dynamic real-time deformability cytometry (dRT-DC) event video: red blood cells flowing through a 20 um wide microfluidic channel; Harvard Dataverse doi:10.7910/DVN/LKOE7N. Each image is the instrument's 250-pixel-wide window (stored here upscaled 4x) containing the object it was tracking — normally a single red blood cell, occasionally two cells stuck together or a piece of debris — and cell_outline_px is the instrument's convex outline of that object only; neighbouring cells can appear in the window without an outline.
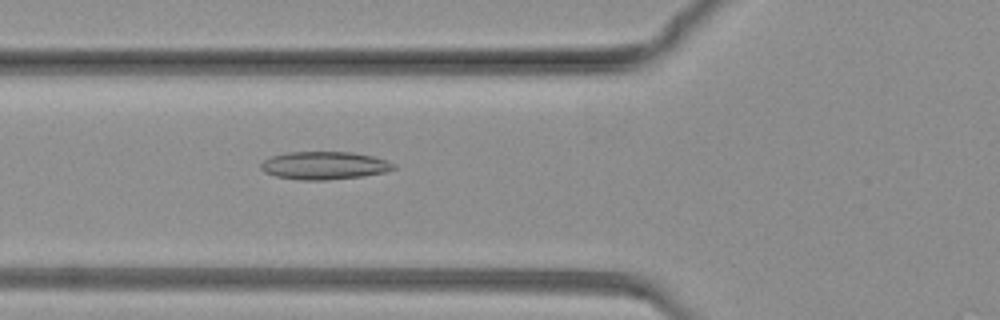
{"species": "common noctule bat (a hibernating species)", "species_latin": "Nyctalus noctula", "temperature_condition": "warm", "stored_images_in_passage": 72, "camera_frame_rate_fps": 3000, "um_per_image_px": 0.085, "animal": {"sex": "female", "body_mass_g": 19.3, "forearm_length_mm": 54.1}, "frame": {"image": 1, "passage_image": 21, "time_ms": 6.667, "image_size_px": [1000, 320], "cell_outline_px": [[396, 168], [384, 172], [364, 176], [324, 180], [296, 180], [276, 176], [264, 172], [260, 168], [260, 164], [264, 160], [272, 156], [288, 152], [352, 152], [372, 156], [396, 164]], "centroid_in_image_um": [27.55, 14.07], "position_along_channel_um": 98.3, "area_um2": 21.56}}
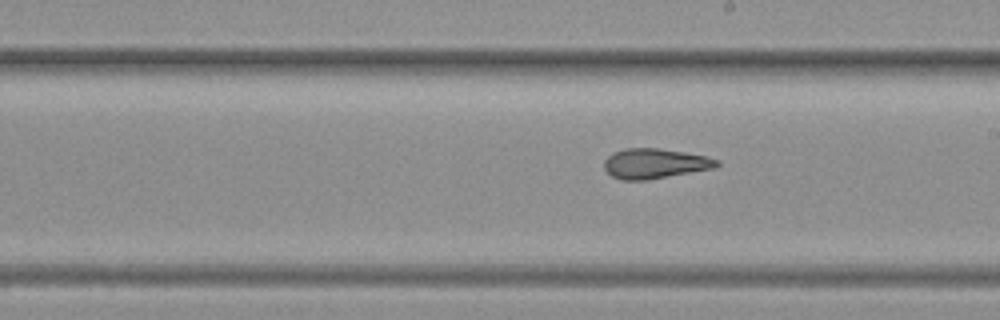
{"frame": {"image": 2, "passage_image": 37, "time_ms": 12.0, "image_size_px": [1000, 320], "cell_outline_px": [[720, 164], [712, 168], [648, 180], [620, 180], [612, 176], [604, 168], [604, 160], [612, 152], [624, 148], [656, 148], [684, 152], [708, 156], [720, 160]], "centroid_in_image_um": [55.64, 13.89], "position_along_channel_um": 233.4, "area_um2": 19.71}}
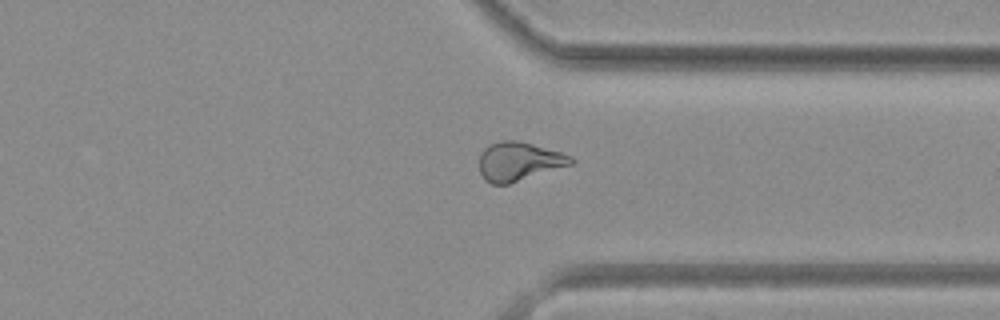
{"frame": {"image": 3, "passage_image": 53, "time_ms": 17.333, "image_size_px": [1000, 320], "cell_outline_px": [[576, 160], [572, 164], [508, 184], [492, 184], [484, 180], [480, 172], [480, 156], [484, 148], [488, 144], [500, 140], [516, 140], [532, 144], [560, 152], [572, 156]], "centroid_in_image_um": [44.09, 13.71], "position_along_channel_um": 367.3, "area_um2": 20.63}}